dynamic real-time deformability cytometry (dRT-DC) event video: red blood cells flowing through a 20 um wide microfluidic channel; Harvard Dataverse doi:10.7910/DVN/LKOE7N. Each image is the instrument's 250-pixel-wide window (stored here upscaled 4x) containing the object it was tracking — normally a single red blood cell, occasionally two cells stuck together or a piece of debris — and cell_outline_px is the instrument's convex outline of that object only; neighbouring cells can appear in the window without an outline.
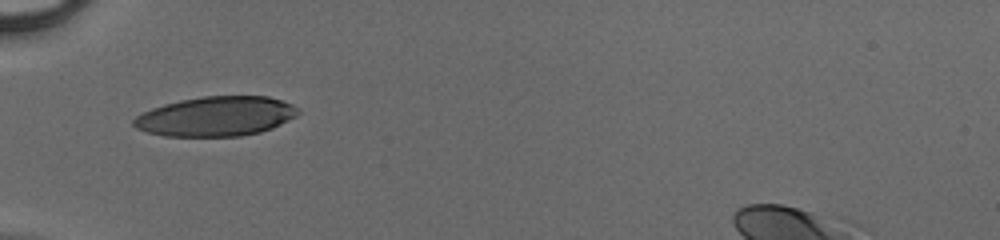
{"species": "human", "species_latin": "Homo sapiens", "temperature_condition": "cold", "stored_images_in_passage": 32, "camera_frame_rate_fps": 3000, "um_per_image_px": 0.085, "donor": {"sex": "male"}, "frame": {"image": 1, "passage_image": 1, "time_ms": 0.0, "image_size_px": [1000, 240], "cell_outline_px": [[300, 112], [296, 116], [272, 128], [260, 132], [240, 136], [164, 136], [148, 132], [136, 128], [132, 124], [132, 120], [136, 116], [152, 108], [164, 104], [180, 100], [204, 96], [268, 96], [292, 104]], "centroid_in_image_um": [18.35, 9.89], "position_along_channel_um": 66.7, "area_um2": 37.86}}
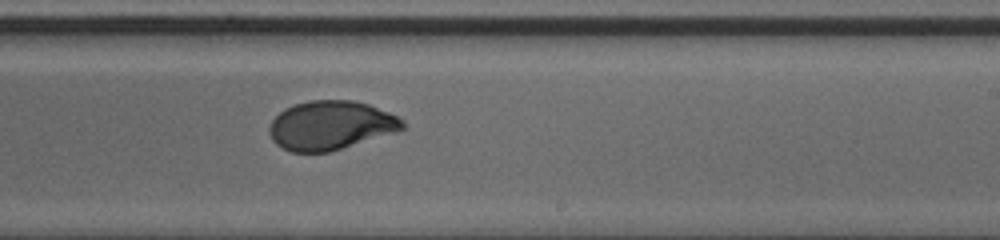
{"frame": {"image": 2, "passage_image": 15, "time_ms": 4.667, "image_size_px": [1000, 240], "cell_outline_px": [[404, 128], [396, 132], [328, 152], [292, 152], [276, 144], [272, 140], [268, 132], [268, 128], [272, 120], [284, 108], [308, 100], [352, 100], [368, 104], [388, 112], [404, 120]], "centroid_in_image_um": [28.08, 10.65], "position_along_channel_um": 260.9, "area_um2": 37.86}}
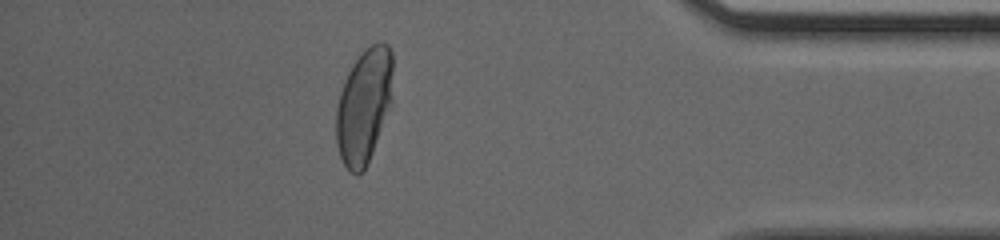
{"frame": {"image": 3, "passage_image": 27, "time_ms": 8.667, "image_size_px": [1000, 240], "cell_outline_px": [[392, 104], [372, 152], [364, 168], [356, 176], [344, 164], [340, 156], [336, 144], [336, 108], [340, 92], [344, 80], [352, 64], [364, 48], [380, 40], [388, 44], [392, 52]], "centroid_in_image_um": [30.94, 8.94], "position_along_channel_um": 404.3, "area_um2": 38.09}}